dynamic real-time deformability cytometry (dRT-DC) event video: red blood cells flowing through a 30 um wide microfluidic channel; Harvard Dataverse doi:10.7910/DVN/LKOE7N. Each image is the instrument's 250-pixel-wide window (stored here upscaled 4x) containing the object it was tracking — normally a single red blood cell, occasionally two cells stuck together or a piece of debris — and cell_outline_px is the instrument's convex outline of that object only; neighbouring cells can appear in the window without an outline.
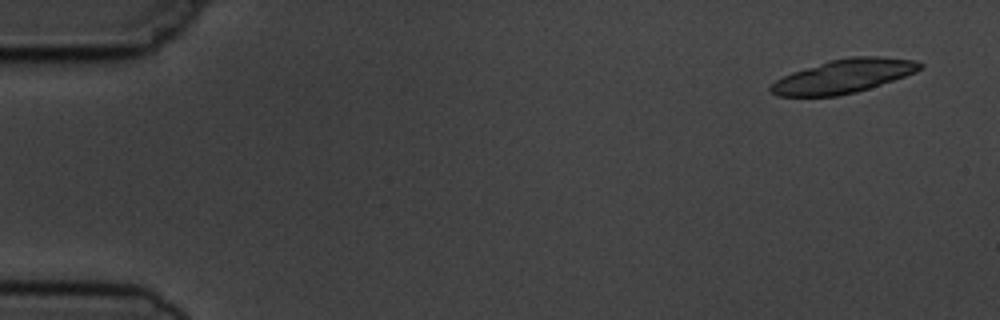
{"species": "common noctule bat (a hibernating species)", "species_latin": "Nyctalus noctula", "temperature_condition": "cold", "stored_images_in_passage": 3, "camera_frame_rate_fps": 3000, "um_per_image_px": 0.085, "animal": {"sex": "male", "body_mass_g": 19.5, "forearm_length_mm": 54.6}, "frame": {"image": 1, "passage_image": 1, "time_ms": 0.0, "image_size_px": [1000, 320], "cell_outline_px": [[924, 64], [916, 72], [856, 92], [836, 96], [776, 96], [768, 92], [768, 88], [776, 80], [792, 72], [832, 60], [852, 56], [880, 56], [916, 60]], "centroid_in_image_um": [71.68, 6.48], "position_along_channel_um": 13.3, "area_um2": 29.02}}